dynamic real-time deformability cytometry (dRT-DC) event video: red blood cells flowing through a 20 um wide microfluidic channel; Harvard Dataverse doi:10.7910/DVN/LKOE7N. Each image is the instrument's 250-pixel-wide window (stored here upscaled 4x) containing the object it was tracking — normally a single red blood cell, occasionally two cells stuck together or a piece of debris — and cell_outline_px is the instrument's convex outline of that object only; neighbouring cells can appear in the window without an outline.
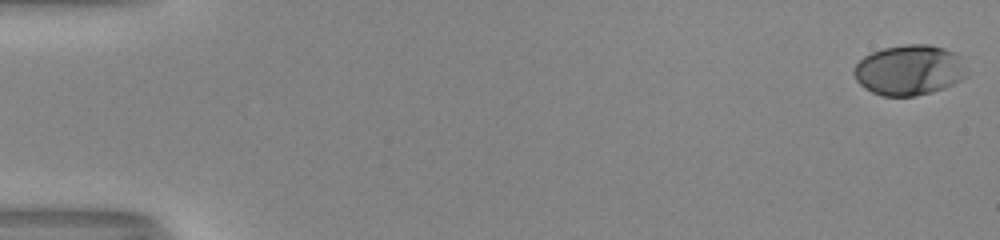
{"species": "human", "species_latin": "Homo sapiens", "temperature_condition": "room temperature", "stored_images_in_passage": 52, "camera_frame_rate_fps": 3000, "um_per_image_px": 0.085, "donor": {"sex": "male"}, "frame": {"image": 1, "passage_image": 1, "time_ms": 0.0, "image_size_px": [1000, 240], "cell_outline_px": [[968, 76], [944, 88], [932, 92], [916, 96], [884, 96], [872, 92], [864, 88], [856, 80], [852, 72], [856, 64], [864, 56], [872, 52], [884, 48], [904, 44], [928, 44], [944, 48], [956, 52], [960, 56], [968, 68]], "centroid_in_image_um": [77.32, 5.95], "position_along_channel_um": 7.7, "area_um2": 33.52}}
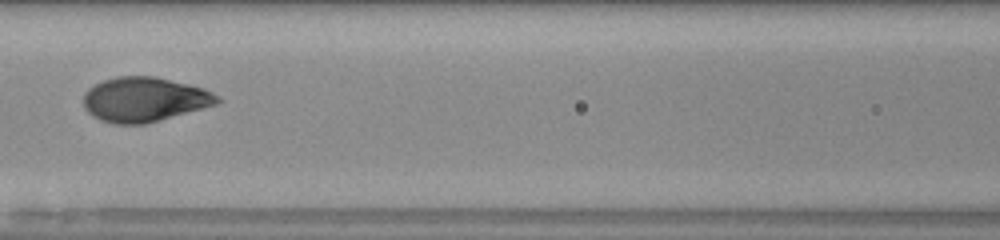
{"frame": {"image": 2, "passage_image": 26, "time_ms": 8.333, "image_size_px": [1000, 240], "cell_outline_px": [[224, 100], [216, 104], [144, 124], [116, 124], [100, 120], [92, 116], [84, 108], [84, 92], [88, 88], [104, 80], [116, 76], [156, 76], [204, 88], [220, 96]], "centroid_in_image_um": [12.27, 8.44], "position_along_channel_um": 154.3, "area_um2": 34.74}}
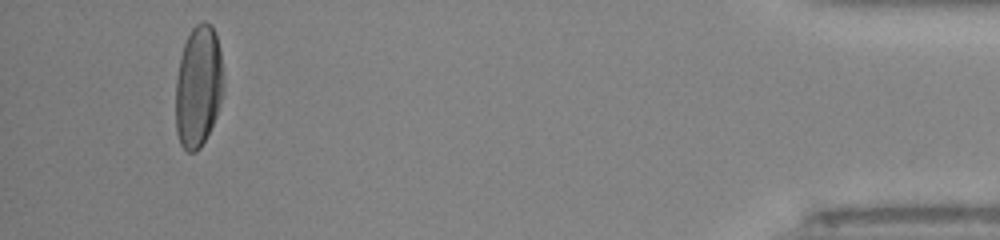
{"frame": {"image": 3, "passage_image": 51, "time_ms": 16.667, "image_size_px": [1000, 240], "cell_outline_px": [[224, 92], [216, 116], [200, 148], [196, 152], [188, 152], [180, 144], [176, 132], [176, 76], [180, 56], [184, 44], [192, 28], [196, 24], [204, 20], [212, 24], [216, 32], [220, 48], [224, 84]], "centroid_in_image_um": [16.87, 7.31], "position_along_channel_um": 418.3, "area_um2": 34.33}}